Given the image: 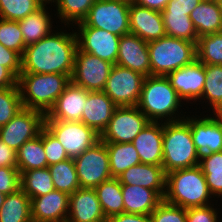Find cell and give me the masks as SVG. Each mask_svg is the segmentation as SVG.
<instances>
[{"label":"cell","instance_id":"6da1fadb","mask_svg":"<svg viewBox=\"0 0 222 222\" xmlns=\"http://www.w3.org/2000/svg\"><path fill=\"white\" fill-rule=\"evenodd\" d=\"M77 49L75 32L50 33L25 47L21 56V73H57L72 77Z\"/></svg>","mask_w":222,"mask_h":222},{"label":"cell","instance_id":"7a4b0ae2","mask_svg":"<svg viewBox=\"0 0 222 222\" xmlns=\"http://www.w3.org/2000/svg\"><path fill=\"white\" fill-rule=\"evenodd\" d=\"M70 82L69 75L21 73L17 85L23 107L47 115Z\"/></svg>","mask_w":222,"mask_h":222},{"label":"cell","instance_id":"3957f363","mask_svg":"<svg viewBox=\"0 0 222 222\" xmlns=\"http://www.w3.org/2000/svg\"><path fill=\"white\" fill-rule=\"evenodd\" d=\"M164 200L182 208L208 206L211 192L199 166L170 171L166 174Z\"/></svg>","mask_w":222,"mask_h":222},{"label":"cell","instance_id":"277c9868","mask_svg":"<svg viewBox=\"0 0 222 222\" xmlns=\"http://www.w3.org/2000/svg\"><path fill=\"white\" fill-rule=\"evenodd\" d=\"M166 122V123H165ZM163 123V163L167 174L170 171L192 168L199 165L198 153L185 118L176 122Z\"/></svg>","mask_w":222,"mask_h":222},{"label":"cell","instance_id":"5b68a950","mask_svg":"<svg viewBox=\"0 0 222 222\" xmlns=\"http://www.w3.org/2000/svg\"><path fill=\"white\" fill-rule=\"evenodd\" d=\"M181 100L166 76L149 75L145 77L137 107L150 121L168 117L167 122H176L179 118L171 116L177 114Z\"/></svg>","mask_w":222,"mask_h":222},{"label":"cell","instance_id":"8992f818","mask_svg":"<svg viewBox=\"0 0 222 222\" xmlns=\"http://www.w3.org/2000/svg\"><path fill=\"white\" fill-rule=\"evenodd\" d=\"M151 75L166 76L197 59L196 43L164 36L148 42Z\"/></svg>","mask_w":222,"mask_h":222},{"label":"cell","instance_id":"52a82bcc","mask_svg":"<svg viewBox=\"0 0 222 222\" xmlns=\"http://www.w3.org/2000/svg\"><path fill=\"white\" fill-rule=\"evenodd\" d=\"M130 3L121 0H97L79 27H95L118 36L130 33Z\"/></svg>","mask_w":222,"mask_h":222},{"label":"cell","instance_id":"ba28073f","mask_svg":"<svg viewBox=\"0 0 222 222\" xmlns=\"http://www.w3.org/2000/svg\"><path fill=\"white\" fill-rule=\"evenodd\" d=\"M80 188H95L111 176L109 154L105 142L99 140L73 158Z\"/></svg>","mask_w":222,"mask_h":222},{"label":"cell","instance_id":"9c48e42d","mask_svg":"<svg viewBox=\"0 0 222 222\" xmlns=\"http://www.w3.org/2000/svg\"><path fill=\"white\" fill-rule=\"evenodd\" d=\"M145 77L139 72L114 64L103 92L117 107L137 106Z\"/></svg>","mask_w":222,"mask_h":222},{"label":"cell","instance_id":"30bf717a","mask_svg":"<svg viewBox=\"0 0 222 222\" xmlns=\"http://www.w3.org/2000/svg\"><path fill=\"white\" fill-rule=\"evenodd\" d=\"M45 128L64 147L69 158H75L100 140V135L81 121H45Z\"/></svg>","mask_w":222,"mask_h":222},{"label":"cell","instance_id":"8fae6325","mask_svg":"<svg viewBox=\"0 0 222 222\" xmlns=\"http://www.w3.org/2000/svg\"><path fill=\"white\" fill-rule=\"evenodd\" d=\"M149 122L137 106L117 107L100 134V140L105 143H132Z\"/></svg>","mask_w":222,"mask_h":222},{"label":"cell","instance_id":"7c38bea8","mask_svg":"<svg viewBox=\"0 0 222 222\" xmlns=\"http://www.w3.org/2000/svg\"><path fill=\"white\" fill-rule=\"evenodd\" d=\"M45 117L46 115L40 111L23 107L0 128V140L17 151L26 141L40 135L45 127Z\"/></svg>","mask_w":222,"mask_h":222},{"label":"cell","instance_id":"4fadbf2b","mask_svg":"<svg viewBox=\"0 0 222 222\" xmlns=\"http://www.w3.org/2000/svg\"><path fill=\"white\" fill-rule=\"evenodd\" d=\"M112 66L108 61L77 49L71 81L87 91H103Z\"/></svg>","mask_w":222,"mask_h":222},{"label":"cell","instance_id":"5bb4252c","mask_svg":"<svg viewBox=\"0 0 222 222\" xmlns=\"http://www.w3.org/2000/svg\"><path fill=\"white\" fill-rule=\"evenodd\" d=\"M79 29L80 34H76V37L80 51L99 57L113 65L116 64L121 36L95 27H79Z\"/></svg>","mask_w":222,"mask_h":222},{"label":"cell","instance_id":"9a60e30c","mask_svg":"<svg viewBox=\"0 0 222 222\" xmlns=\"http://www.w3.org/2000/svg\"><path fill=\"white\" fill-rule=\"evenodd\" d=\"M216 117L185 119L190 124L193 143L200 156L222 151V114Z\"/></svg>","mask_w":222,"mask_h":222},{"label":"cell","instance_id":"2e32d148","mask_svg":"<svg viewBox=\"0 0 222 222\" xmlns=\"http://www.w3.org/2000/svg\"><path fill=\"white\" fill-rule=\"evenodd\" d=\"M166 77L181 99L201 98L206 76L204 64L197 59L189 65L170 72Z\"/></svg>","mask_w":222,"mask_h":222},{"label":"cell","instance_id":"e0dca14e","mask_svg":"<svg viewBox=\"0 0 222 222\" xmlns=\"http://www.w3.org/2000/svg\"><path fill=\"white\" fill-rule=\"evenodd\" d=\"M116 64L146 77L151 75L148 43L132 33L121 36Z\"/></svg>","mask_w":222,"mask_h":222},{"label":"cell","instance_id":"ac0fdd59","mask_svg":"<svg viewBox=\"0 0 222 222\" xmlns=\"http://www.w3.org/2000/svg\"><path fill=\"white\" fill-rule=\"evenodd\" d=\"M88 93L71 81L46 115L45 121H81Z\"/></svg>","mask_w":222,"mask_h":222},{"label":"cell","instance_id":"d6986e66","mask_svg":"<svg viewBox=\"0 0 222 222\" xmlns=\"http://www.w3.org/2000/svg\"><path fill=\"white\" fill-rule=\"evenodd\" d=\"M129 27L130 33L147 43L166 36L162 13L135 3H130Z\"/></svg>","mask_w":222,"mask_h":222},{"label":"cell","instance_id":"ffe728a7","mask_svg":"<svg viewBox=\"0 0 222 222\" xmlns=\"http://www.w3.org/2000/svg\"><path fill=\"white\" fill-rule=\"evenodd\" d=\"M69 196L66 192L54 190L46 195L31 198L32 222H66Z\"/></svg>","mask_w":222,"mask_h":222},{"label":"cell","instance_id":"44dd1931","mask_svg":"<svg viewBox=\"0 0 222 222\" xmlns=\"http://www.w3.org/2000/svg\"><path fill=\"white\" fill-rule=\"evenodd\" d=\"M66 222H106L94 188H79L69 196Z\"/></svg>","mask_w":222,"mask_h":222},{"label":"cell","instance_id":"7402d4cb","mask_svg":"<svg viewBox=\"0 0 222 222\" xmlns=\"http://www.w3.org/2000/svg\"><path fill=\"white\" fill-rule=\"evenodd\" d=\"M132 144L139 154L141 163L162 166L163 123L150 121L134 138Z\"/></svg>","mask_w":222,"mask_h":222},{"label":"cell","instance_id":"603a6c76","mask_svg":"<svg viewBox=\"0 0 222 222\" xmlns=\"http://www.w3.org/2000/svg\"><path fill=\"white\" fill-rule=\"evenodd\" d=\"M116 108V104L103 91H89L81 122L93 128L100 135Z\"/></svg>","mask_w":222,"mask_h":222},{"label":"cell","instance_id":"cb8c5ba5","mask_svg":"<svg viewBox=\"0 0 222 222\" xmlns=\"http://www.w3.org/2000/svg\"><path fill=\"white\" fill-rule=\"evenodd\" d=\"M117 178L121 184L143 186L154 190L162 199L165 196L166 173L162 166L140 163L131 166Z\"/></svg>","mask_w":222,"mask_h":222},{"label":"cell","instance_id":"d4e9b609","mask_svg":"<svg viewBox=\"0 0 222 222\" xmlns=\"http://www.w3.org/2000/svg\"><path fill=\"white\" fill-rule=\"evenodd\" d=\"M124 213L150 215L163 200L154 190L121 184Z\"/></svg>","mask_w":222,"mask_h":222},{"label":"cell","instance_id":"484cf974","mask_svg":"<svg viewBox=\"0 0 222 222\" xmlns=\"http://www.w3.org/2000/svg\"><path fill=\"white\" fill-rule=\"evenodd\" d=\"M198 38L222 32V13L216 0H203L189 15Z\"/></svg>","mask_w":222,"mask_h":222},{"label":"cell","instance_id":"4316f807","mask_svg":"<svg viewBox=\"0 0 222 222\" xmlns=\"http://www.w3.org/2000/svg\"><path fill=\"white\" fill-rule=\"evenodd\" d=\"M45 5L18 21L25 46L38 42L52 32L51 19L47 15Z\"/></svg>","mask_w":222,"mask_h":222},{"label":"cell","instance_id":"83f0119b","mask_svg":"<svg viewBox=\"0 0 222 222\" xmlns=\"http://www.w3.org/2000/svg\"><path fill=\"white\" fill-rule=\"evenodd\" d=\"M16 152L17 168L20 174L31 169L48 167L43 145V129L40 135L26 141Z\"/></svg>","mask_w":222,"mask_h":222},{"label":"cell","instance_id":"f1b7e54d","mask_svg":"<svg viewBox=\"0 0 222 222\" xmlns=\"http://www.w3.org/2000/svg\"><path fill=\"white\" fill-rule=\"evenodd\" d=\"M0 222H32L31 199L21 188L6 195L0 208Z\"/></svg>","mask_w":222,"mask_h":222},{"label":"cell","instance_id":"f546056e","mask_svg":"<svg viewBox=\"0 0 222 222\" xmlns=\"http://www.w3.org/2000/svg\"><path fill=\"white\" fill-rule=\"evenodd\" d=\"M106 218L124 213L121 183L112 177L94 188Z\"/></svg>","mask_w":222,"mask_h":222},{"label":"cell","instance_id":"4dcf8cb0","mask_svg":"<svg viewBox=\"0 0 222 222\" xmlns=\"http://www.w3.org/2000/svg\"><path fill=\"white\" fill-rule=\"evenodd\" d=\"M109 154L111 176L117 178L131 166L141 163L132 143H105Z\"/></svg>","mask_w":222,"mask_h":222},{"label":"cell","instance_id":"1f68e13d","mask_svg":"<svg viewBox=\"0 0 222 222\" xmlns=\"http://www.w3.org/2000/svg\"><path fill=\"white\" fill-rule=\"evenodd\" d=\"M20 188L31 198L55 190L48 167L31 169L20 174Z\"/></svg>","mask_w":222,"mask_h":222},{"label":"cell","instance_id":"d6a6232c","mask_svg":"<svg viewBox=\"0 0 222 222\" xmlns=\"http://www.w3.org/2000/svg\"><path fill=\"white\" fill-rule=\"evenodd\" d=\"M55 190L63 191L69 195L80 188L78 175L73 158L60 161L48 166Z\"/></svg>","mask_w":222,"mask_h":222},{"label":"cell","instance_id":"836d02e7","mask_svg":"<svg viewBox=\"0 0 222 222\" xmlns=\"http://www.w3.org/2000/svg\"><path fill=\"white\" fill-rule=\"evenodd\" d=\"M166 35L197 44L198 35L188 15L178 12H161Z\"/></svg>","mask_w":222,"mask_h":222},{"label":"cell","instance_id":"e575fe53","mask_svg":"<svg viewBox=\"0 0 222 222\" xmlns=\"http://www.w3.org/2000/svg\"><path fill=\"white\" fill-rule=\"evenodd\" d=\"M205 84L202 97L211 103L215 114H222V65H205Z\"/></svg>","mask_w":222,"mask_h":222},{"label":"cell","instance_id":"d590c367","mask_svg":"<svg viewBox=\"0 0 222 222\" xmlns=\"http://www.w3.org/2000/svg\"><path fill=\"white\" fill-rule=\"evenodd\" d=\"M197 60L205 65H222V32L199 37Z\"/></svg>","mask_w":222,"mask_h":222},{"label":"cell","instance_id":"8d00e7d4","mask_svg":"<svg viewBox=\"0 0 222 222\" xmlns=\"http://www.w3.org/2000/svg\"><path fill=\"white\" fill-rule=\"evenodd\" d=\"M43 5L41 0H0V19L19 21Z\"/></svg>","mask_w":222,"mask_h":222},{"label":"cell","instance_id":"74e56055","mask_svg":"<svg viewBox=\"0 0 222 222\" xmlns=\"http://www.w3.org/2000/svg\"><path fill=\"white\" fill-rule=\"evenodd\" d=\"M57 2L59 17L69 24L82 22L88 15L90 8L97 0H54ZM74 21V22H73Z\"/></svg>","mask_w":222,"mask_h":222},{"label":"cell","instance_id":"f35d334b","mask_svg":"<svg viewBox=\"0 0 222 222\" xmlns=\"http://www.w3.org/2000/svg\"><path fill=\"white\" fill-rule=\"evenodd\" d=\"M23 108L18 85L0 89V128Z\"/></svg>","mask_w":222,"mask_h":222},{"label":"cell","instance_id":"ab89813d","mask_svg":"<svg viewBox=\"0 0 222 222\" xmlns=\"http://www.w3.org/2000/svg\"><path fill=\"white\" fill-rule=\"evenodd\" d=\"M0 43L22 56L26 46L18 21L0 19Z\"/></svg>","mask_w":222,"mask_h":222},{"label":"cell","instance_id":"60d3db41","mask_svg":"<svg viewBox=\"0 0 222 222\" xmlns=\"http://www.w3.org/2000/svg\"><path fill=\"white\" fill-rule=\"evenodd\" d=\"M150 217L152 222H186L187 209L170 204L163 199Z\"/></svg>","mask_w":222,"mask_h":222},{"label":"cell","instance_id":"b9f144b4","mask_svg":"<svg viewBox=\"0 0 222 222\" xmlns=\"http://www.w3.org/2000/svg\"><path fill=\"white\" fill-rule=\"evenodd\" d=\"M43 145L48 166L68 159V155L60 142L44 127Z\"/></svg>","mask_w":222,"mask_h":222},{"label":"cell","instance_id":"7bdbcfd3","mask_svg":"<svg viewBox=\"0 0 222 222\" xmlns=\"http://www.w3.org/2000/svg\"><path fill=\"white\" fill-rule=\"evenodd\" d=\"M20 189L18 168L0 167V192L8 195Z\"/></svg>","mask_w":222,"mask_h":222},{"label":"cell","instance_id":"ee69618b","mask_svg":"<svg viewBox=\"0 0 222 222\" xmlns=\"http://www.w3.org/2000/svg\"><path fill=\"white\" fill-rule=\"evenodd\" d=\"M0 65L6 67L17 79L21 74V56L0 43Z\"/></svg>","mask_w":222,"mask_h":222},{"label":"cell","instance_id":"f6af8a7d","mask_svg":"<svg viewBox=\"0 0 222 222\" xmlns=\"http://www.w3.org/2000/svg\"><path fill=\"white\" fill-rule=\"evenodd\" d=\"M216 209L212 206L187 208L186 222H217Z\"/></svg>","mask_w":222,"mask_h":222},{"label":"cell","instance_id":"bcb514c9","mask_svg":"<svg viewBox=\"0 0 222 222\" xmlns=\"http://www.w3.org/2000/svg\"><path fill=\"white\" fill-rule=\"evenodd\" d=\"M203 0H169L162 12H178L190 15L193 9Z\"/></svg>","mask_w":222,"mask_h":222},{"label":"cell","instance_id":"7dc6e473","mask_svg":"<svg viewBox=\"0 0 222 222\" xmlns=\"http://www.w3.org/2000/svg\"><path fill=\"white\" fill-rule=\"evenodd\" d=\"M202 161L199 162V167L202 171H222V151L210 154H202Z\"/></svg>","mask_w":222,"mask_h":222},{"label":"cell","instance_id":"c3c4849f","mask_svg":"<svg viewBox=\"0 0 222 222\" xmlns=\"http://www.w3.org/2000/svg\"><path fill=\"white\" fill-rule=\"evenodd\" d=\"M212 195L222 197V171H202Z\"/></svg>","mask_w":222,"mask_h":222},{"label":"cell","instance_id":"681fc988","mask_svg":"<svg viewBox=\"0 0 222 222\" xmlns=\"http://www.w3.org/2000/svg\"><path fill=\"white\" fill-rule=\"evenodd\" d=\"M0 167L17 168V152L0 140Z\"/></svg>","mask_w":222,"mask_h":222},{"label":"cell","instance_id":"f907efd6","mask_svg":"<svg viewBox=\"0 0 222 222\" xmlns=\"http://www.w3.org/2000/svg\"><path fill=\"white\" fill-rule=\"evenodd\" d=\"M106 222H152L150 215L121 213L110 216Z\"/></svg>","mask_w":222,"mask_h":222},{"label":"cell","instance_id":"816d5d0a","mask_svg":"<svg viewBox=\"0 0 222 222\" xmlns=\"http://www.w3.org/2000/svg\"><path fill=\"white\" fill-rule=\"evenodd\" d=\"M17 80L6 67L0 65V89L17 86Z\"/></svg>","mask_w":222,"mask_h":222},{"label":"cell","instance_id":"f5cc1de1","mask_svg":"<svg viewBox=\"0 0 222 222\" xmlns=\"http://www.w3.org/2000/svg\"><path fill=\"white\" fill-rule=\"evenodd\" d=\"M169 0H136L135 4L162 12Z\"/></svg>","mask_w":222,"mask_h":222},{"label":"cell","instance_id":"db71d44e","mask_svg":"<svg viewBox=\"0 0 222 222\" xmlns=\"http://www.w3.org/2000/svg\"><path fill=\"white\" fill-rule=\"evenodd\" d=\"M5 198H6V195L0 192V208L3 205Z\"/></svg>","mask_w":222,"mask_h":222},{"label":"cell","instance_id":"11a10c76","mask_svg":"<svg viewBox=\"0 0 222 222\" xmlns=\"http://www.w3.org/2000/svg\"><path fill=\"white\" fill-rule=\"evenodd\" d=\"M222 13V0H216Z\"/></svg>","mask_w":222,"mask_h":222},{"label":"cell","instance_id":"9f6ffc18","mask_svg":"<svg viewBox=\"0 0 222 222\" xmlns=\"http://www.w3.org/2000/svg\"><path fill=\"white\" fill-rule=\"evenodd\" d=\"M121 1H125V2H128V3H135L136 0H121Z\"/></svg>","mask_w":222,"mask_h":222},{"label":"cell","instance_id":"6f0895ef","mask_svg":"<svg viewBox=\"0 0 222 222\" xmlns=\"http://www.w3.org/2000/svg\"><path fill=\"white\" fill-rule=\"evenodd\" d=\"M41 1H43V3L45 2V4H46V3H48V2H50L52 0H41ZM53 2H54V0H53Z\"/></svg>","mask_w":222,"mask_h":222}]
</instances>
